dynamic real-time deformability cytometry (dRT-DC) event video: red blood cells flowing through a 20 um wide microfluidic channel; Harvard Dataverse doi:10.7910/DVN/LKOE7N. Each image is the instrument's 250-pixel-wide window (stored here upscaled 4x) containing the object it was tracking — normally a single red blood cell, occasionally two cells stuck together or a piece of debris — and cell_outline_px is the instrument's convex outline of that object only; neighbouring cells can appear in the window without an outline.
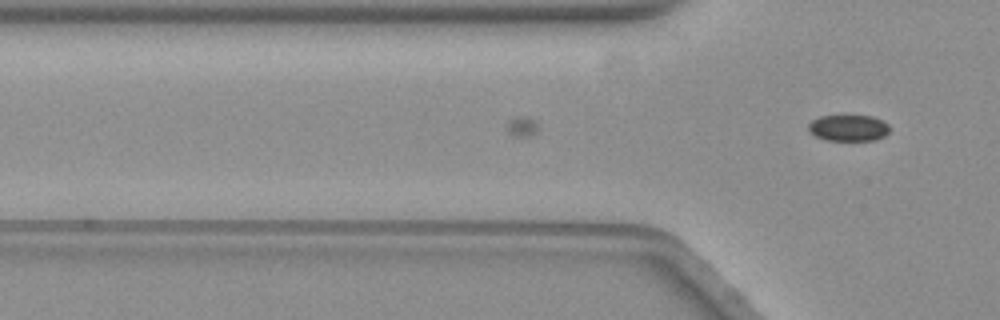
{"species": "common noctule bat (a hibernating species)", "species_latin": "Nyctalus noctula", "temperature_condition": "warm", "stored_images_in_passage": 9, "camera_frame_rate_fps": 3000, "um_per_image_px": 0.085, "animal": {"sex": "female", "body_mass_g": 19.3, "forearm_length_mm": 54.1}, "frame": {"image": 1, "passage_image": 9, "time_ms": 2.667, "image_size_px": [1000, 320], "cell_outline_px": [[888, 132], [884, 136], [876, 140], [824, 140], [808, 132], [808, 124], [812, 120], [820, 116], [872, 116], [884, 120], [888, 124]], "centroid_in_image_um": [72.11, 10.87], "position_along_channel_um": 53.7, "area_um2": 12.48}}